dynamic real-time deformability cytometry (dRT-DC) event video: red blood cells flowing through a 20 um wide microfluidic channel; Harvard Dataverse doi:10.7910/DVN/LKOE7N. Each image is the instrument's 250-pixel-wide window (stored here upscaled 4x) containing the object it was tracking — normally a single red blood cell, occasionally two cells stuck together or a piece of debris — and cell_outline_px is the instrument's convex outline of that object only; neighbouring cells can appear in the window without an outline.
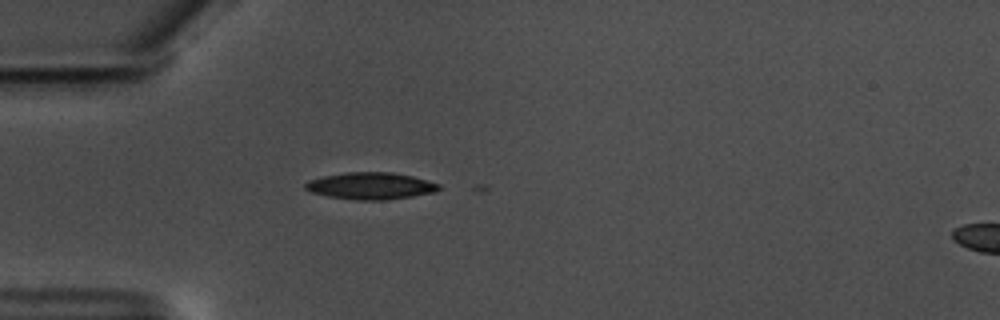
{"species": "common noctule bat (a hibernating species)", "species_latin": "Nyctalus noctula", "temperature_condition": "warm", "stored_images_in_passage": 2, "camera_frame_rate_fps": 3000, "um_per_image_px": 0.085, "animal": {"sex": "male", "body_mass_g": 17.5, "forearm_length_mm": 52.3}, "frame": {"image": 1, "passage_image": 1, "time_ms": 0.0, "image_size_px": [1000, 320], "cell_outline_px": [[440, 188], [436, 192], [412, 196], [384, 200], [356, 200], [328, 196], [312, 192], [304, 188], [304, 184], [308, 180], [324, 176], [344, 172], [392, 172], [412, 176], [440, 184]], "centroid_in_image_um": [31.5, 15.79], "position_along_channel_um": 53.5, "area_um2": 20.92}}